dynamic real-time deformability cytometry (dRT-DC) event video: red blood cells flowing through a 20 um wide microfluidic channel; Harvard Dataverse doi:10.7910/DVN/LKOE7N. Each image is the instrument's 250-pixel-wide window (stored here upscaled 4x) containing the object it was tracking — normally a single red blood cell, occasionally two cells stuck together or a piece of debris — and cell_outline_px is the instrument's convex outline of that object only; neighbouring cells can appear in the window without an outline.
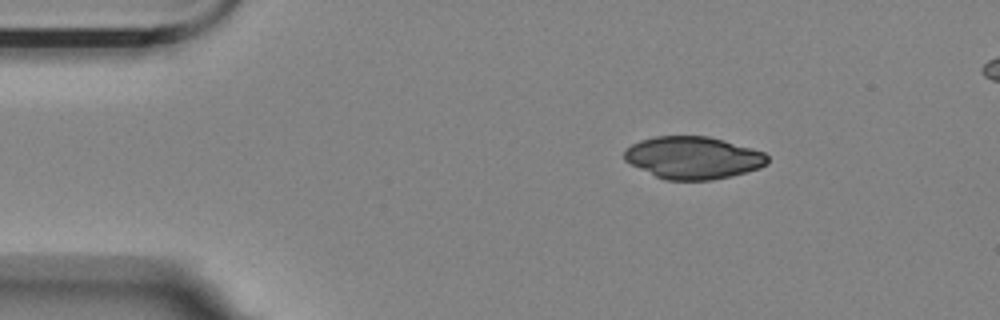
{"species": "Egyptian fruit bat (a non-hibernating species)", "species_latin": "Rousettus aegyptiacus", "temperature_condition": "room temperature", "stored_images_in_passage": 4, "segment_of_instrument_passage": [1, 2], "camera_frame_rate_fps": 3000, "um_per_image_px": 0.085, "animal": {"sex": "female"}, "frame": {"image": 1, "passage_image": 1, "time_ms": 0.0, "image_size_px": [1000, 320], "cell_outline_px": [[768, 164], [760, 168], [732, 176], [712, 180], [664, 180], [624, 160], [624, 148], [640, 140], [656, 136], [708, 136], [724, 140], [752, 148], [764, 152], [768, 156]], "centroid_in_image_um": [58.93, 13.4], "position_along_channel_um": 26.1, "area_um2": 35.43}}